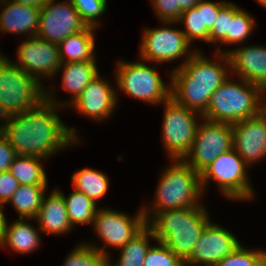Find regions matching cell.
I'll use <instances>...</instances> for the list:
<instances>
[{
    "mask_svg": "<svg viewBox=\"0 0 266 266\" xmlns=\"http://www.w3.org/2000/svg\"><path fill=\"white\" fill-rule=\"evenodd\" d=\"M17 59L16 65L39 82L42 75L51 78L57 74L62 64L59 46L37 36L28 37L20 44Z\"/></svg>",
    "mask_w": 266,
    "mask_h": 266,
    "instance_id": "5bb4252c",
    "label": "cell"
},
{
    "mask_svg": "<svg viewBox=\"0 0 266 266\" xmlns=\"http://www.w3.org/2000/svg\"><path fill=\"white\" fill-rule=\"evenodd\" d=\"M86 27L70 0L61 3L49 0L41 8L36 36L58 45L69 35L78 33Z\"/></svg>",
    "mask_w": 266,
    "mask_h": 266,
    "instance_id": "4fadbf2b",
    "label": "cell"
},
{
    "mask_svg": "<svg viewBox=\"0 0 266 266\" xmlns=\"http://www.w3.org/2000/svg\"><path fill=\"white\" fill-rule=\"evenodd\" d=\"M0 14V31L16 35L29 34L36 36L39 29L40 8L18 4L12 1H3Z\"/></svg>",
    "mask_w": 266,
    "mask_h": 266,
    "instance_id": "ffe728a7",
    "label": "cell"
},
{
    "mask_svg": "<svg viewBox=\"0 0 266 266\" xmlns=\"http://www.w3.org/2000/svg\"><path fill=\"white\" fill-rule=\"evenodd\" d=\"M218 51L215 56L217 62H212L197 50L189 60H184L183 64L171 71V98L177 104L200 114L207 110L211 95L229 77L227 53L221 51L220 46Z\"/></svg>",
    "mask_w": 266,
    "mask_h": 266,
    "instance_id": "7a4b0ae2",
    "label": "cell"
},
{
    "mask_svg": "<svg viewBox=\"0 0 266 266\" xmlns=\"http://www.w3.org/2000/svg\"><path fill=\"white\" fill-rule=\"evenodd\" d=\"M44 89L35 77L0 56V120L39 106L46 100Z\"/></svg>",
    "mask_w": 266,
    "mask_h": 266,
    "instance_id": "8992f818",
    "label": "cell"
},
{
    "mask_svg": "<svg viewBox=\"0 0 266 266\" xmlns=\"http://www.w3.org/2000/svg\"><path fill=\"white\" fill-rule=\"evenodd\" d=\"M68 254L62 266H108L110 255L104 247L81 243Z\"/></svg>",
    "mask_w": 266,
    "mask_h": 266,
    "instance_id": "f546056e",
    "label": "cell"
},
{
    "mask_svg": "<svg viewBox=\"0 0 266 266\" xmlns=\"http://www.w3.org/2000/svg\"><path fill=\"white\" fill-rule=\"evenodd\" d=\"M116 84L133 98L150 104H161L171 98V86H166L155 67L143 62L117 63Z\"/></svg>",
    "mask_w": 266,
    "mask_h": 266,
    "instance_id": "ba28073f",
    "label": "cell"
},
{
    "mask_svg": "<svg viewBox=\"0 0 266 266\" xmlns=\"http://www.w3.org/2000/svg\"><path fill=\"white\" fill-rule=\"evenodd\" d=\"M4 207L5 206L0 205V247L3 242L4 223L6 220L4 212H3Z\"/></svg>",
    "mask_w": 266,
    "mask_h": 266,
    "instance_id": "60d3db41",
    "label": "cell"
},
{
    "mask_svg": "<svg viewBox=\"0 0 266 266\" xmlns=\"http://www.w3.org/2000/svg\"><path fill=\"white\" fill-rule=\"evenodd\" d=\"M93 226L98 238L104 242V247L121 248L147 226V221L142 208L132 218L123 212L98 208Z\"/></svg>",
    "mask_w": 266,
    "mask_h": 266,
    "instance_id": "7c38bea8",
    "label": "cell"
},
{
    "mask_svg": "<svg viewBox=\"0 0 266 266\" xmlns=\"http://www.w3.org/2000/svg\"><path fill=\"white\" fill-rule=\"evenodd\" d=\"M75 190L84 193L95 203L108 191L109 180L105 173L91 168H84L71 175Z\"/></svg>",
    "mask_w": 266,
    "mask_h": 266,
    "instance_id": "4316f807",
    "label": "cell"
},
{
    "mask_svg": "<svg viewBox=\"0 0 266 266\" xmlns=\"http://www.w3.org/2000/svg\"><path fill=\"white\" fill-rule=\"evenodd\" d=\"M50 90L36 108L3 119L0 132L17 155L45 159L71 143H79L75 128L67 127L56 114L67 102L54 101L55 89Z\"/></svg>",
    "mask_w": 266,
    "mask_h": 266,
    "instance_id": "6da1fadb",
    "label": "cell"
},
{
    "mask_svg": "<svg viewBox=\"0 0 266 266\" xmlns=\"http://www.w3.org/2000/svg\"><path fill=\"white\" fill-rule=\"evenodd\" d=\"M70 2L87 26L98 28L100 22L98 18L106 11L107 0H70Z\"/></svg>",
    "mask_w": 266,
    "mask_h": 266,
    "instance_id": "836d02e7",
    "label": "cell"
},
{
    "mask_svg": "<svg viewBox=\"0 0 266 266\" xmlns=\"http://www.w3.org/2000/svg\"><path fill=\"white\" fill-rule=\"evenodd\" d=\"M94 29L96 30V28L87 26L84 30L69 35L58 44L62 63L96 62Z\"/></svg>",
    "mask_w": 266,
    "mask_h": 266,
    "instance_id": "7402d4cb",
    "label": "cell"
},
{
    "mask_svg": "<svg viewBox=\"0 0 266 266\" xmlns=\"http://www.w3.org/2000/svg\"><path fill=\"white\" fill-rule=\"evenodd\" d=\"M42 158L17 155L9 172L20 185H47V177L42 166Z\"/></svg>",
    "mask_w": 266,
    "mask_h": 266,
    "instance_id": "484cf974",
    "label": "cell"
},
{
    "mask_svg": "<svg viewBox=\"0 0 266 266\" xmlns=\"http://www.w3.org/2000/svg\"><path fill=\"white\" fill-rule=\"evenodd\" d=\"M26 219L18 220L8 225L7 220L4 223L3 242L1 248H11L17 253L27 254L33 252L40 244L38 229L25 222Z\"/></svg>",
    "mask_w": 266,
    "mask_h": 266,
    "instance_id": "603a6c76",
    "label": "cell"
},
{
    "mask_svg": "<svg viewBox=\"0 0 266 266\" xmlns=\"http://www.w3.org/2000/svg\"><path fill=\"white\" fill-rule=\"evenodd\" d=\"M202 119L204 122L198 123L193 146L182 159L199 174L222 153L233 148L232 124Z\"/></svg>",
    "mask_w": 266,
    "mask_h": 266,
    "instance_id": "30bf717a",
    "label": "cell"
},
{
    "mask_svg": "<svg viewBox=\"0 0 266 266\" xmlns=\"http://www.w3.org/2000/svg\"><path fill=\"white\" fill-rule=\"evenodd\" d=\"M252 15L244 9H240L230 21L229 33H227V44H240L246 41L255 27Z\"/></svg>",
    "mask_w": 266,
    "mask_h": 266,
    "instance_id": "1f68e13d",
    "label": "cell"
},
{
    "mask_svg": "<svg viewBox=\"0 0 266 266\" xmlns=\"http://www.w3.org/2000/svg\"><path fill=\"white\" fill-rule=\"evenodd\" d=\"M63 194L68 220L72 227L75 224H93L98 207L96 203L84 193L74 189L67 197Z\"/></svg>",
    "mask_w": 266,
    "mask_h": 266,
    "instance_id": "f1b7e54d",
    "label": "cell"
},
{
    "mask_svg": "<svg viewBox=\"0 0 266 266\" xmlns=\"http://www.w3.org/2000/svg\"><path fill=\"white\" fill-rule=\"evenodd\" d=\"M200 0H178V4L181 7V13L188 10L199 3Z\"/></svg>",
    "mask_w": 266,
    "mask_h": 266,
    "instance_id": "ab89813d",
    "label": "cell"
},
{
    "mask_svg": "<svg viewBox=\"0 0 266 266\" xmlns=\"http://www.w3.org/2000/svg\"><path fill=\"white\" fill-rule=\"evenodd\" d=\"M20 184L9 171L0 173V205L4 206Z\"/></svg>",
    "mask_w": 266,
    "mask_h": 266,
    "instance_id": "8d00e7d4",
    "label": "cell"
},
{
    "mask_svg": "<svg viewBox=\"0 0 266 266\" xmlns=\"http://www.w3.org/2000/svg\"><path fill=\"white\" fill-rule=\"evenodd\" d=\"M226 3L200 0L196 6L181 13L178 23H184L185 30L182 31L190 43L195 39L209 42V31L217 19L219 10Z\"/></svg>",
    "mask_w": 266,
    "mask_h": 266,
    "instance_id": "d6986e66",
    "label": "cell"
},
{
    "mask_svg": "<svg viewBox=\"0 0 266 266\" xmlns=\"http://www.w3.org/2000/svg\"><path fill=\"white\" fill-rule=\"evenodd\" d=\"M149 237L154 238L153 231L146 226L127 244L120 248V258L116 264L109 259L108 266H144L146 253L150 247Z\"/></svg>",
    "mask_w": 266,
    "mask_h": 266,
    "instance_id": "83f0119b",
    "label": "cell"
},
{
    "mask_svg": "<svg viewBox=\"0 0 266 266\" xmlns=\"http://www.w3.org/2000/svg\"><path fill=\"white\" fill-rule=\"evenodd\" d=\"M246 169L244 160L233 148L222 153L200 173L203 192L209 180H214L225 197L242 201L252 199L254 193Z\"/></svg>",
    "mask_w": 266,
    "mask_h": 266,
    "instance_id": "52a82bcc",
    "label": "cell"
},
{
    "mask_svg": "<svg viewBox=\"0 0 266 266\" xmlns=\"http://www.w3.org/2000/svg\"><path fill=\"white\" fill-rule=\"evenodd\" d=\"M241 8L234 3L227 2L220 10L217 15L212 29L209 31V43L220 42L223 44L227 43V33H229L230 21L233 16Z\"/></svg>",
    "mask_w": 266,
    "mask_h": 266,
    "instance_id": "d6a6232c",
    "label": "cell"
},
{
    "mask_svg": "<svg viewBox=\"0 0 266 266\" xmlns=\"http://www.w3.org/2000/svg\"><path fill=\"white\" fill-rule=\"evenodd\" d=\"M100 75L93 79L72 103L75 110L94 120L111 116L116 109L117 93Z\"/></svg>",
    "mask_w": 266,
    "mask_h": 266,
    "instance_id": "e0dca14e",
    "label": "cell"
},
{
    "mask_svg": "<svg viewBox=\"0 0 266 266\" xmlns=\"http://www.w3.org/2000/svg\"><path fill=\"white\" fill-rule=\"evenodd\" d=\"M157 243L159 245L149 247L145 256L144 266H184V261L164 243Z\"/></svg>",
    "mask_w": 266,
    "mask_h": 266,
    "instance_id": "e575fe53",
    "label": "cell"
},
{
    "mask_svg": "<svg viewBox=\"0 0 266 266\" xmlns=\"http://www.w3.org/2000/svg\"><path fill=\"white\" fill-rule=\"evenodd\" d=\"M35 220L38 221L39 230L44 233L63 235L72 230L61 190L55 189L50 196H44Z\"/></svg>",
    "mask_w": 266,
    "mask_h": 266,
    "instance_id": "44dd1931",
    "label": "cell"
},
{
    "mask_svg": "<svg viewBox=\"0 0 266 266\" xmlns=\"http://www.w3.org/2000/svg\"><path fill=\"white\" fill-rule=\"evenodd\" d=\"M258 3H260V5H262L263 7H265L266 9V0H256Z\"/></svg>",
    "mask_w": 266,
    "mask_h": 266,
    "instance_id": "b9f144b4",
    "label": "cell"
},
{
    "mask_svg": "<svg viewBox=\"0 0 266 266\" xmlns=\"http://www.w3.org/2000/svg\"><path fill=\"white\" fill-rule=\"evenodd\" d=\"M140 50V60L146 62L164 63L179 59L184 55L186 61L196 53L189 48L191 43L182 30L171 27L146 28L143 32Z\"/></svg>",
    "mask_w": 266,
    "mask_h": 266,
    "instance_id": "8fae6325",
    "label": "cell"
},
{
    "mask_svg": "<svg viewBox=\"0 0 266 266\" xmlns=\"http://www.w3.org/2000/svg\"><path fill=\"white\" fill-rule=\"evenodd\" d=\"M239 79L240 83H237L228 77L216 89L202 118L212 122L234 124L256 116L264 109L265 99L262 97L265 91L258 85Z\"/></svg>",
    "mask_w": 266,
    "mask_h": 266,
    "instance_id": "277c9868",
    "label": "cell"
},
{
    "mask_svg": "<svg viewBox=\"0 0 266 266\" xmlns=\"http://www.w3.org/2000/svg\"><path fill=\"white\" fill-rule=\"evenodd\" d=\"M207 212L201 204L157 212L149 218L147 226L153 231L155 241L164 243L184 261L210 222Z\"/></svg>",
    "mask_w": 266,
    "mask_h": 266,
    "instance_id": "3957f363",
    "label": "cell"
},
{
    "mask_svg": "<svg viewBox=\"0 0 266 266\" xmlns=\"http://www.w3.org/2000/svg\"><path fill=\"white\" fill-rule=\"evenodd\" d=\"M233 149L248 166L266 157V110L232 124Z\"/></svg>",
    "mask_w": 266,
    "mask_h": 266,
    "instance_id": "2e32d148",
    "label": "cell"
},
{
    "mask_svg": "<svg viewBox=\"0 0 266 266\" xmlns=\"http://www.w3.org/2000/svg\"><path fill=\"white\" fill-rule=\"evenodd\" d=\"M12 2L28 5L34 8H43L49 0H10Z\"/></svg>",
    "mask_w": 266,
    "mask_h": 266,
    "instance_id": "f35d334b",
    "label": "cell"
},
{
    "mask_svg": "<svg viewBox=\"0 0 266 266\" xmlns=\"http://www.w3.org/2000/svg\"><path fill=\"white\" fill-rule=\"evenodd\" d=\"M265 93H266V90H265ZM266 97V95H265ZM264 97V99L266 100V98ZM264 109L266 110V101L264 102Z\"/></svg>",
    "mask_w": 266,
    "mask_h": 266,
    "instance_id": "7bdbcfd3",
    "label": "cell"
},
{
    "mask_svg": "<svg viewBox=\"0 0 266 266\" xmlns=\"http://www.w3.org/2000/svg\"><path fill=\"white\" fill-rule=\"evenodd\" d=\"M241 244L230 231L211 221L204 228L191 254L184 260V266H216L225 256Z\"/></svg>",
    "mask_w": 266,
    "mask_h": 266,
    "instance_id": "9a60e30c",
    "label": "cell"
},
{
    "mask_svg": "<svg viewBox=\"0 0 266 266\" xmlns=\"http://www.w3.org/2000/svg\"><path fill=\"white\" fill-rule=\"evenodd\" d=\"M230 62V72L248 83L266 90V47L243 46L226 51Z\"/></svg>",
    "mask_w": 266,
    "mask_h": 266,
    "instance_id": "ac0fdd59",
    "label": "cell"
},
{
    "mask_svg": "<svg viewBox=\"0 0 266 266\" xmlns=\"http://www.w3.org/2000/svg\"><path fill=\"white\" fill-rule=\"evenodd\" d=\"M216 266H266V251L250 250L240 245Z\"/></svg>",
    "mask_w": 266,
    "mask_h": 266,
    "instance_id": "4dcf8cb0",
    "label": "cell"
},
{
    "mask_svg": "<svg viewBox=\"0 0 266 266\" xmlns=\"http://www.w3.org/2000/svg\"><path fill=\"white\" fill-rule=\"evenodd\" d=\"M16 156L14 148L0 132V173L9 170Z\"/></svg>",
    "mask_w": 266,
    "mask_h": 266,
    "instance_id": "74e56055",
    "label": "cell"
},
{
    "mask_svg": "<svg viewBox=\"0 0 266 266\" xmlns=\"http://www.w3.org/2000/svg\"><path fill=\"white\" fill-rule=\"evenodd\" d=\"M202 193L204 192L200 174L183 160L173 159V164L166 167L161 174L156 197L151 206L153 208L149 209L147 206H143L142 211L148 222L150 212L154 216L157 212L200 205L198 200L201 199Z\"/></svg>",
    "mask_w": 266,
    "mask_h": 266,
    "instance_id": "5b68a950",
    "label": "cell"
},
{
    "mask_svg": "<svg viewBox=\"0 0 266 266\" xmlns=\"http://www.w3.org/2000/svg\"><path fill=\"white\" fill-rule=\"evenodd\" d=\"M162 104L165 105L163 146L172 160H182L193 146L196 136L198 125L195 116L200 115L202 118V114L177 104L172 98Z\"/></svg>",
    "mask_w": 266,
    "mask_h": 266,
    "instance_id": "9c48e42d",
    "label": "cell"
},
{
    "mask_svg": "<svg viewBox=\"0 0 266 266\" xmlns=\"http://www.w3.org/2000/svg\"><path fill=\"white\" fill-rule=\"evenodd\" d=\"M62 88L74 95L71 103L76 100L86 86L95 79L99 73L96 62H68L62 63Z\"/></svg>",
    "mask_w": 266,
    "mask_h": 266,
    "instance_id": "cb8c5ba5",
    "label": "cell"
},
{
    "mask_svg": "<svg viewBox=\"0 0 266 266\" xmlns=\"http://www.w3.org/2000/svg\"><path fill=\"white\" fill-rule=\"evenodd\" d=\"M47 185H20L7 203L15 207L19 218L35 219L42 205Z\"/></svg>",
    "mask_w": 266,
    "mask_h": 266,
    "instance_id": "d4e9b609",
    "label": "cell"
},
{
    "mask_svg": "<svg viewBox=\"0 0 266 266\" xmlns=\"http://www.w3.org/2000/svg\"><path fill=\"white\" fill-rule=\"evenodd\" d=\"M155 13L160 22L169 26L178 23L181 16V7L178 0H151Z\"/></svg>",
    "mask_w": 266,
    "mask_h": 266,
    "instance_id": "d590c367",
    "label": "cell"
}]
</instances>
